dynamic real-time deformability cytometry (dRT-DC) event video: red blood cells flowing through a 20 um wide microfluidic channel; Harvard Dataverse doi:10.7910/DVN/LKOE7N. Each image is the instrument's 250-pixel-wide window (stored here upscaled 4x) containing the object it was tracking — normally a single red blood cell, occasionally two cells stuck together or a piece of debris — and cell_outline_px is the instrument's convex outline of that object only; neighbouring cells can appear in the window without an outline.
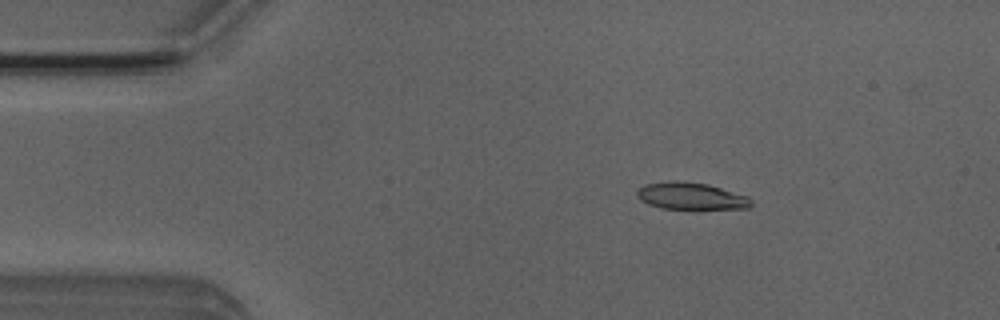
{"species": "Egyptian fruit bat (a non-hibernating species)", "species_latin": "Rousettus aegyptiacus", "temperature_condition": "room temperature", "stored_images_in_passage": 6, "camera_frame_rate_fps": 3000, "um_per_image_px": 0.085, "animal": {"sex": "male"}, "frame": {"image": 1, "passage_image": 3, "time_ms": 0.667, "image_size_px": [1000, 320], "cell_outline_px": [[752, 204], [748, 208], [660, 208], [648, 204], [640, 200], [636, 196], [636, 192], [644, 184], [672, 180], [676, 180], [708, 184], [748, 196], [752, 200]], "centroid_in_image_um": [58.7, 16.65], "position_along_channel_um": 26.3, "area_um2": 17.86}}